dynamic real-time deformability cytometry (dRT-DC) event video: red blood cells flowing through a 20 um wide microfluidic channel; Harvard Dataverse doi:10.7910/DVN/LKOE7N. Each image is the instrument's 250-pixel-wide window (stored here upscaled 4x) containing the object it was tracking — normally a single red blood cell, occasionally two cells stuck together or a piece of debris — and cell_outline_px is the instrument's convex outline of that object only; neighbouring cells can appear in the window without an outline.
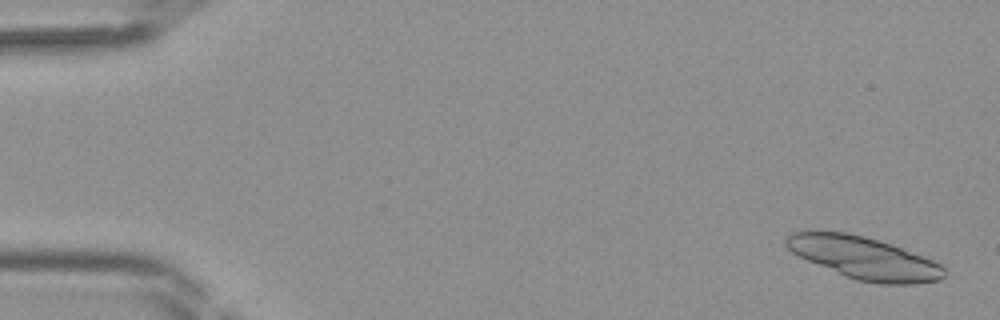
{"species": "Egyptian fruit bat (a non-hibernating species)", "species_latin": "Rousettus aegyptiacus", "temperature_condition": "room temperature", "stored_images_in_passage": 35, "segment_of_instrument_passage": [1, 2], "camera_frame_rate_fps": 3000, "um_per_image_px": 0.085, "frame": {"image": 1, "passage_image": 2, "time_ms": 0.333, "image_size_px": [1000, 320], "cell_outline_px": [[944, 276], [940, 280], [916, 284], [880, 284], [856, 280], [844, 276], [808, 260], [792, 252], [784, 244], [784, 236], [792, 232], [812, 228], [848, 232], [864, 236], [900, 248], [932, 260], [940, 264], [944, 268]], "centroid_in_image_um": [73.33, 21.89], "position_along_channel_um": 11.7, "area_um2": 39.3}}